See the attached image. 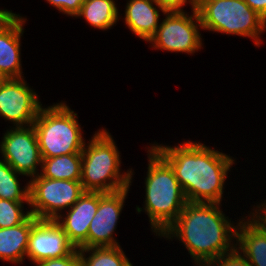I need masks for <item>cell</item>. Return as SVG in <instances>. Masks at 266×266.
Segmentation results:
<instances>
[{
  "label": "cell",
  "instance_id": "obj_1",
  "mask_svg": "<svg viewBox=\"0 0 266 266\" xmlns=\"http://www.w3.org/2000/svg\"><path fill=\"white\" fill-rule=\"evenodd\" d=\"M172 167L187 202L222 203L235 159L201 142L150 144ZM231 168V169H230Z\"/></svg>",
  "mask_w": 266,
  "mask_h": 266
},
{
  "label": "cell",
  "instance_id": "obj_2",
  "mask_svg": "<svg viewBox=\"0 0 266 266\" xmlns=\"http://www.w3.org/2000/svg\"><path fill=\"white\" fill-rule=\"evenodd\" d=\"M221 203L187 202L177 219L159 237L178 239L196 266L236 248L235 222L221 209ZM232 220V221H231Z\"/></svg>",
  "mask_w": 266,
  "mask_h": 266
},
{
  "label": "cell",
  "instance_id": "obj_3",
  "mask_svg": "<svg viewBox=\"0 0 266 266\" xmlns=\"http://www.w3.org/2000/svg\"><path fill=\"white\" fill-rule=\"evenodd\" d=\"M146 149L145 201L143 209L136 206V211H145L151 231L159 238L177 219L187 200L170 164L151 145Z\"/></svg>",
  "mask_w": 266,
  "mask_h": 266
},
{
  "label": "cell",
  "instance_id": "obj_4",
  "mask_svg": "<svg viewBox=\"0 0 266 266\" xmlns=\"http://www.w3.org/2000/svg\"><path fill=\"white\" fill-rule=\"evenodd\" d=\"M109 130L101 128L85 143L82 154L81 184L84 191L111 193L132 184L134 170L121 169V155Z\"/></svg>",
  "mask_w": 266,
  "mask_h": 266
},
{
  "label": "cell",
  "instance_id": "obj_5",
  "mask_svg": "<svg viewBox=\"0 0 266 266\" xmlns=\"http://www.w3.org/2000/svg\"><path fill=\"white\" fill-rule=\"evenodd\" d=\"M77 119V113L63 101L40 108L33 127L42 158L83 151L86 141Z\"/></svg>",
  "mask_w": 266,
  "mask_h": 266
},
{
  "label": "cell",
  "instance_id": "obj_6",
  "mask_svg": "<svg viewBox=\"0 0 266 266\" xmlns=\"http://www.w3.org/2000/svg\"><path fill=\"white\" fill-rule=\"evenodd\" d=\"M202 30L248 37L260 47L266 21L244 0H196Z\"/></svg>",
  "mask_w": 266,
  "mask_h": 266
},
{
  "label": "cell",
  "instance_id": "obj_7",
  "mask_svg": "<svg viewBox=\"0 0 266 266\" xmlns=\"http://www.w3.org/2000/svg\"><path fill=\"white\" fill-rule=\"evenodd\" d=\"M29 188L28 208L37 219L55 220L84 193L81 181L50 179L40 174L29 180Z\"/></svg>",
  "mask_w": 266,
  "mask_h": 266
},
{
  "label": "cell",
  "instance_id": "obj_8",
  "mask_svg": "<svg viewBox=\"0 0 266 266\" xmlns=\"http://www.w3.org/2000/svg\"><path fill=\"white\" fill-rule=\"evenodd\" d=\"M191 13L165 12V18L148 41L150 47L154 50L182 52L188 55L200 51L204 45L200 32L202 25L196 8L192 9Z\"/></svg>",
  "mask_w": 266,
  "mask_h": 266
},
{
  "label": "cell",
  "instance_id": "obj_9",
  "mask_svg": "<svg viewBox=\"0 0 266 266\" xmlns=\"http://www.w3.org/2000/svg\"><path fill=\"white\" fill-rule=\"evenodd\" d=\"M0 140V153L3 161L7 162L23 177L39 175L42 156L39 149L36 131L33 125L11 127L3 133Z\"/></svg>",
  "mask_w": 266,
  "mask_h": 266
},
{
  "label": "cell",
  "instance_id": "obj_10",
  "mask_svg": "<svg viewBox=\"0 0 266 266\" xmlns=\"http://www.w3.org/2000/svg\"><path fill=\"white\" fill-rule=\"evenodd\" d=\"M24 78H9L0 85V117L12 127L33 125L42 107L38 94Z\"/></svg>",
  "mask_w": 266,
  "mask_h": 266
},
{
  "label": "cell",
  "instance_id": "obj_11",
  "mask_svg": "<svg viewBox=\"0 0 266 266\" xmlns=\"http://www.w3.org/2000/svg\"><path fill=\"white\" fill-rule=\"evenodd\" d=\"M77 248L55 220L38 219L31 228L26 258L33 264L66 257Z\"/></svg>",
  "mask_w": 266,
  "mask_h": 266
},
{
  "label": "cell",
  "instance_id": "obj_12",
  "mask_svg": "<svg viewBox=\"0 0 266 266\" xmlns=\"http://www.w3.org/2000/svg\"><path fill=\"white\" fill-rule=\"evenodd\" d=\"M130 187L117 192H99L98 209L88 229V248L118 246L114 232Z\"/></svg>",
  "mask_w": 266,
  "mask_h": 266
},
{
  "label": "cell",
  "instance_id": "obj_13",
  "mask_svg": "<svg viewBox=\"0 0 266 266\" xmlns=\"http://www.w3.org/2000/svg\"><path fill=\"white\" fill-rule=\"evenodd\" d=\"M27 18L12 10L0 11V70L9 78H23L21 38Z\"/></svg>",
  "mask_w": 266,
  "mask_h": 266
},
{
  "label": "cell",
  "instance_id": "obj_14",
  "mask_svg": "<svg viewBox=\"0 0 266 266\" xmlns=\"http://www.w3.org/2000/svg\"><path fill=\"white\" fill-rule=\"evenodd\" d=\"M99 192L84 191L78 201L55 221L78 249L88 248V229L98 209Z\"/></svg>",
  "mask_w": 266,
  "mask_h": 266
},
{
  "label": "cell",
  "instance_id": "obj_15",
  "mask_svg": "<svg viewBox=\"0 0 266 266\" xmlns=\"http://www.w3.org/2000/svg\"><path fill=\"white\" fill-rule=\"evenodd\" d=\"M243 217L236 229V248L251 266H266V228L252 213Z\"/></svg>",
  "mask_w": 266,
  "mask_h": 266
},
{
  "label": "cell",
  "instance_id": "obj_16",
  "mask_svg": "<svg viewBox=\"0 0 266 266\" xmlns=\"http://www.w3.org/2000/svg\"><path fill=\"white\" fill-rule=\"evenodd\" d=\"M165 11L154 0H127L124 23L143 41H148L160 25V14Z\"/></svg>",
  "mask_w": 266,
  "mask_h": 266
},
{
  "label": "cell",
  "instance_id": "obj_17",
  "mask_svg": "<svg viewBox=\"0 0 266 266\" xmlns=\"http://www.w3.org/2000/svg\"><path fill=\"white\" fill-rule=\"evenodd\" d=\"M38 219L32 214L21 224L0 228V260L23 264L29 245L32 226Z\"/></svg>",
  "mask_w": 266,
  "mask_h": 266
},
{
  "label": "cell",
  "instance_id": "obj_18",
  "mask_svg": "<svg viewBox=\"0 0 266 266\" xmlns=\"http://www.w3.org/2000/svg\"><path fill=\"white\" fill-rule=\"evenodd\" d=\"M116 0H85L75 18H83L91 27L102 31L113 28L121 18Z\"/></svg>",
  "mask_w": 266,
  "mask_h": 266
},
{
  "label": "cell",
  "instance_id": "obj_19",
  "mask_svg": "<svg viewBox=\"0 0 266 266\" xmlns=\"http://www.w3.org/2000/svg\"><path fill=\"white\" fill-rule=\"evenodd\" d=\"M40 175L50 179L81 181L82 154L42 158Z\"/></svg>",
  "mask_w": 266,
  "mask_h": 266
},
{
  "label": "cell",
  "instance_id": "obj_20",
  "mask_svg": "<svg viewBox=\"0 0 266 266\" xmlns=\"http://www.w3.org/2000/svg\"><path fill=\"white\" fill-rule=\"evenodd\" d=\"M79 254L82 266H127L130 262L121 245L79 249Z\"/></svg>",
  "mask_w": 266,
  "mask_h": 266
},
{
  "label": "cell",
  "instance_id": "obj_21",
  "mask_svg": "<svg viewBox=\"0 0 266 266\" xmlns=\"http://www.w3.org/2000/svg\"><path fill=\"white\" fill-rule=\"evenodd\" d=\"M7 162L0 159V199L11 201H29V181L20 186L19 176ZM22 187V188H21Z\"/></svg>",
  "mask_w": 266,
  "mask_h": 266
},
{
  "label": "cell",
  "instance_id": "obj_22",
  "mask_svg": "<svg viewBox=\"0 0 266 266\" xmlns=\"http://www.w3.org/2000/svg\"><path fill=\"white\" fill-rule=\"evenodd\" d=\"M29 201H11L0 199V228L15 227L23 223L30 215V210L24 211V205Z\"/></svg>",
  "mask_w": 266,
  "mask_h": 266
},
{
  "label": "cell",
  "instance_id": "obj_23",
  "mask_svg": "<svg viewBox=\"0 0 266 266\" xmlns=\"http://www.w3.org/2000/svg\"><path fill=\"white\" fill-rule=\"evenodd\" d=\"M205 266H251L237 248L209 261Z\"/></svg>",
  "mask_w": 266,
  "mask_h": 266
},
{
  "label": "cell",
  "instance_id": "obj_24",
  "mask_svg": "<svg viewBox=\"0 0 266 266\" xmlns=\"http://www.w3.org/2000/svg\"><path fill=\"white\" fill-rule=\"evenodd\" d=\"M85 0H46L62 14L70 17H75L81 10Z\"/></svg>",
  "mask_w": 266,
  "mask_h": 266
},
{
  "label": "cell",
  "instance_id": "obj_25",
  "mask_svg": "<svg viewBox=\"0 0 266 266\" xmlns=\"http://www.w3.org/2000/svg\"><path fill=\"white\" fill-rule=\"evenodd\" d=\"M35 266H82L79 249L77 248L66 257L46 259L37 263Z\"/></svg>",
  "mask_w": 266,
  "mask_h": 266
},
{
  "label": "cell",
  "instance_id": "obj_26",
  "mask_svg": "<svg viewBox=\"0 0 266 266\" xmlns=\"http://www.w3.org/2000/svg\"><path fill=\"white\" fill-rule=\"evenodd\" d=\"M165 12H182L187 4L196 8V0H154ZM186 4V5H185Z\"/></svg>",
  "mask_w": 266,
  "mask_h": 266
},
{
  "label": "cell",
  "instance_id": "obj_27",
  "mask_svg": "<svg viewBox=\"0 0 266 266\" xmlns=\"http://www.w3.org/2000/svg\"><path fill=\"white\" fill-rule=\"evenodd\" d=\"M251 9L266 21V0H244Z\"/></svg>",
  "mask_w": 266,
  "mask_h": 266
},
{
  "label": "cell",
  "instance_id": "obj_28",
  "mask_svg": "<svg viewBox=\"0 0 266 266\" xmlns=\"http://www.w3.org/2000/svg\"><path fill=\"white\" fill-rule=\"evenodd\" d=\"M256 207V208H255ZM253 211V212H252ZM266 228V200L254 205L250 211Z\"/></svg>",
  "mask_w": 266,
  "mask_h": 266
},
{
  "label": "cell",
  "instance_id": "obj_29",
  "mask_svg": "<svg viewBox=\"0 0 266 266\" xmlns=\"http://www.w3.org/2000/svg\"><path fill=\"white\" fill-rule=\"evenodd\" d=\"M8 78L4 75V73L0 70V85L3 84Z\"/></svg>",
  "mask_w": 266,
  "mask_h": 266
},
{
  "label": "cell",
  "instance_id": "obj_30",
  "mask_svg": "<svg viewBox=\"0 0 266 266\" xmlns=\"http://www.w3.org/2000/svg\"><path fill=\"white\" fill-rule=\"evenodd\" d=\"M127 266H133V263L129 262V263L127 264Z\"/></svg>",
  "mask_w": 266,
  "mask_h": 266
}]
</instances>
